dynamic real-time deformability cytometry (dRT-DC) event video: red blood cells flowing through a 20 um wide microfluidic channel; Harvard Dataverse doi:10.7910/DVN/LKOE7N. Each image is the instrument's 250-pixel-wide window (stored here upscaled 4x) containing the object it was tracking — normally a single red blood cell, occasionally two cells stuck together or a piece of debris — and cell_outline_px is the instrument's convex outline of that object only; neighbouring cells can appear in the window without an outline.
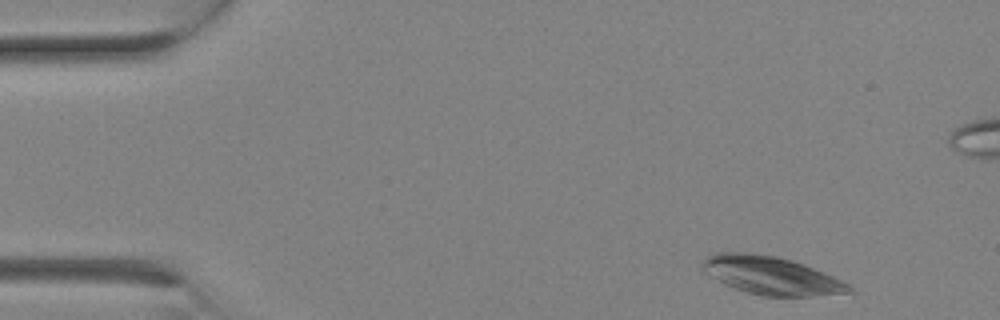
{"species": "Egyptian fruit bat (a non-hibernating species)", "species_latin": "Rousettus aegyptiacus", "temperature_condition": "room temperature", "stored_images_in_passage": 9, "camera_frame_rate_fps": 3000, "um_per_image_px": 0.085, "animal": {"sex": "female"}, "frame": {"image": 1, "passage_image": 1, "time_ms": 0.0, "image_size_px": [1000, 320], "cell_outline_px": [[852, 292], [812, 296], [764, 296], [748, 292], [736, 288], [704, 272], [700, 268], [700, 264], [712, 252], [752, 252], [776, 256], [792, 260], [804, 264], [844, 280], [852, 288]], "centroid_in_image_um": [65.56, 23.39], "position_along_channel_um": 19.4, "area_um2": 32.48}}
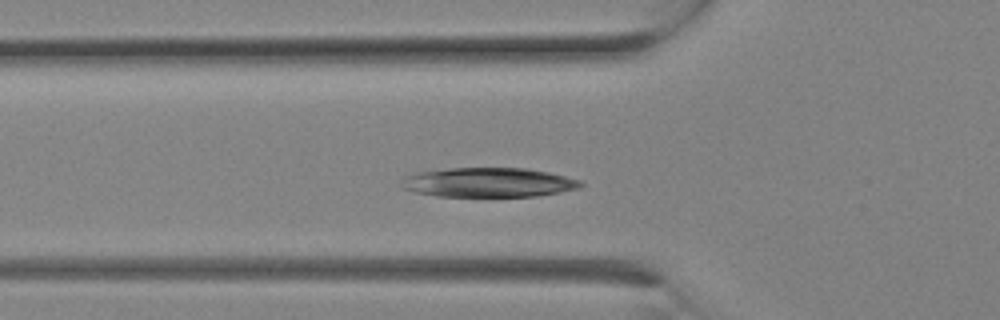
{"frame": {"image": 2, "passage_image": 7, "time_ms": 2.0, "image_size_px": [1000, 320], "cell_outline_px": [[584, 184], [580, 188], [560, 192], [536, 196], [440, 196], [416, 192], [404, 188], [404, 176], [416, 172], [448, 168], [528, 168], [548, 172], [580, 180]], "centroid_in_image_um": [41.56, 15.5], "position_along_channel_um": 84.2, "area_um2": 30.52}}
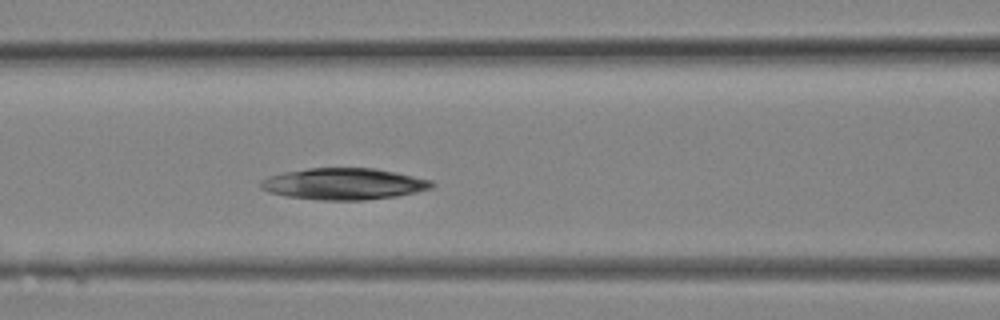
{"frame": {"image": 3, "passage_image": 9, "time_ms": 2.667, "image_size_px": [1000, 320], "cell_outline_px": [[436, 184], [432, 188], [416, 192], [396, 196], [364, 200], [320, 200], [288, 196], [268, 192], [260, 188], [260, 180], [268, 176], [284, 172], [308, 168], [376, 168], [396, 172], [432, 180]], "centroid_in_image_um": [29.23, 15.62], "position_along_channel_um": 137.4, "area_um2": 31.5}}